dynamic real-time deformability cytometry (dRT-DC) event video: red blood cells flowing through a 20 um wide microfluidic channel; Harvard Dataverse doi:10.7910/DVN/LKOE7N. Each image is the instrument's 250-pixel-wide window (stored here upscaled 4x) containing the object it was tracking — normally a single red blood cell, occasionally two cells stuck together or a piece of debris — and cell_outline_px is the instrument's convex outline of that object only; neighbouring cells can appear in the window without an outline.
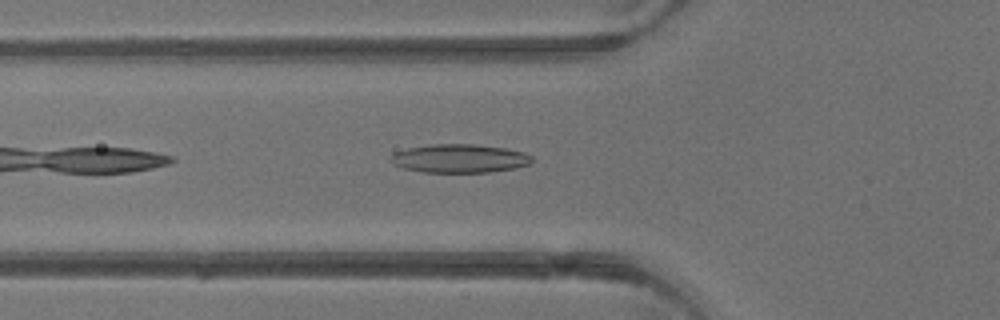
{"species": "common noctule bat (a hibernating species)", "species_latin": "Nyctalus noctula", "temperature_condition": "warm", "stored_images_in_passage": 4, "camera_frame_rate_fps": 3000, "um_per_image_px": 0.085, "animal": {"sex": "male", "body_mass_g": 13.3}, "frame": {"image": 1, "passage_image": 4, "time_ms": 3.667, "image_size_px": [1000, 320], "cell_outline_px": [[532, 160], [528, 164], [516, 168], [488, 172], [424, 172], [404, 168], [392, 164], [388, 160], [392, 152], [408, 148], [428, 144], [476, 144], [504, 148], [524, 152], [532, 156]], "centroid_in_image_um": [39.01, 13.46], "position_along_channel_um": 86.8, "area_um2": 23.64}}